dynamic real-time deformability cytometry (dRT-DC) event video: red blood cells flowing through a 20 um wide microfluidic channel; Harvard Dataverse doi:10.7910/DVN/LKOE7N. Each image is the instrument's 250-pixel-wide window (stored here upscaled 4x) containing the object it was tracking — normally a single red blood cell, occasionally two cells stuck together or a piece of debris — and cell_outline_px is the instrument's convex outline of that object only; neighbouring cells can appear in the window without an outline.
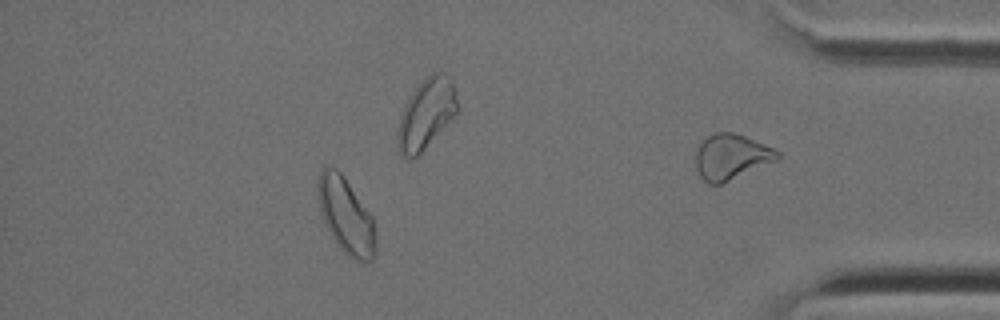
{"species": "Egyptian fruit bat (a non-hibernating species)", "species_latin": "Rousettus aegyptiacus", "temperature_condition": "cold", "stored_images_in_passage": 41, "camera_frame_rate_fps": 3000, "um_per_image_px": 0.085, "animal": {"sex": "female"}, "frame": {"image": 1, "passage_image": 35, "time_ms": 11.333, "image_size_px": [1000, 320], "cell_outline_px": [[376, 256], [368, 264], [364, 264], [348, 256], [336, 244], [324, 224], [320, 212], [316, 188], [316, 180], [320, 168], [324, 164], [336, 168], [344, 176], [372, 216], [376, 248]], "centroid_in_image_um": [29.37, 18.32], "position_along_channel_um": 405.8, "area_um2": 26.24}}